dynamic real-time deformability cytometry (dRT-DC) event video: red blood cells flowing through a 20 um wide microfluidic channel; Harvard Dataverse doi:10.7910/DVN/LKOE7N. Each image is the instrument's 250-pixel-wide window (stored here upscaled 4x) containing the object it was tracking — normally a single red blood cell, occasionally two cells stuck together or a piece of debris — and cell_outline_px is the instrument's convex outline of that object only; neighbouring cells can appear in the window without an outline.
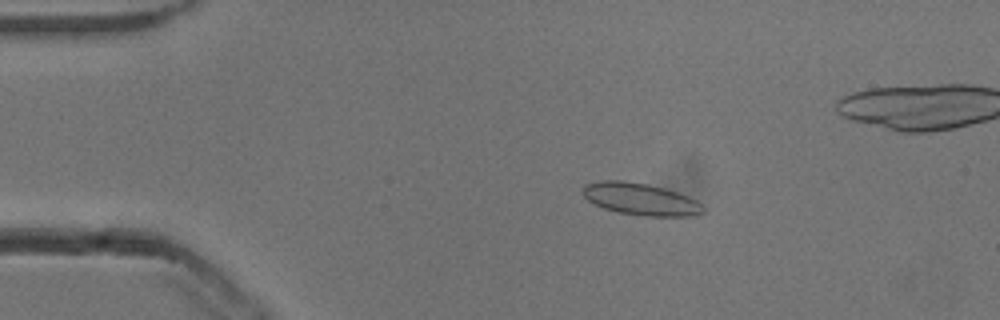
{"species": "common noctule bat (a hibernating species)", "species_latin": "Nyctalus noctula", "temperature_condition": "cold", "stored_images_in_passage": 54, "camera_frame_rate_fps": 3000, "um_per_image_px": 0.085, "animal": {"sex": "male", "body_mass_g": 13.3}, "frame": {"image": 1, "passage_image": 10, "time_ms": 3.0, "image_size_px": [1000, 320], "cell_outline_px": [[704, 212], [692, 216], [648, 216], [620, 212], [604, 208], [588, 200], [584, 196], [584, 184], [600, 180], [624, 180], [648, 184], [664, 188], [688, 196], [696, 200], [704, 208]], "centroid_in_image_um": [54.45, 16.91], "position_along_channel_um": 30.5, "area_um2": 22.25}}
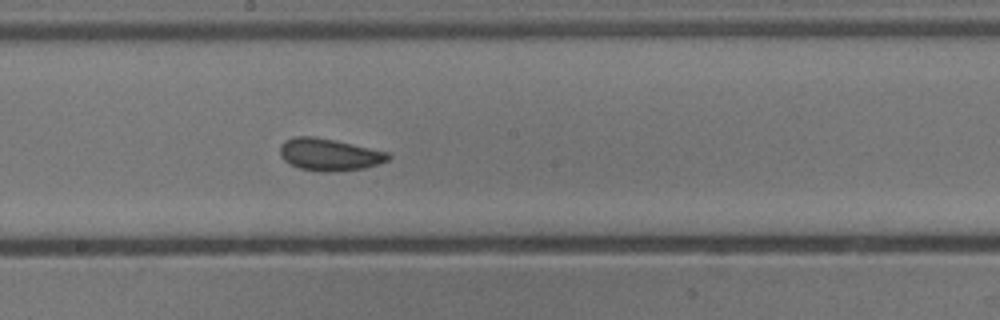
{"frame": {"image": 2, "passage_image": 29, "time_ms": 9.333, "image_size_px": [1000, 320], "cell_outline_px": [[392, 156], [388, 160], [364, 168], [332, 172], [320, 172], [300, 168], [284, 160], [280, 156], [280, 148], [284, 140], [296, 136], [312, 136], [336, 140], [388, 152]], "centroid_in_image_um": [27.98, 13.13], "position_along_channel_um": 220.2, "area_um2": 20.23}}
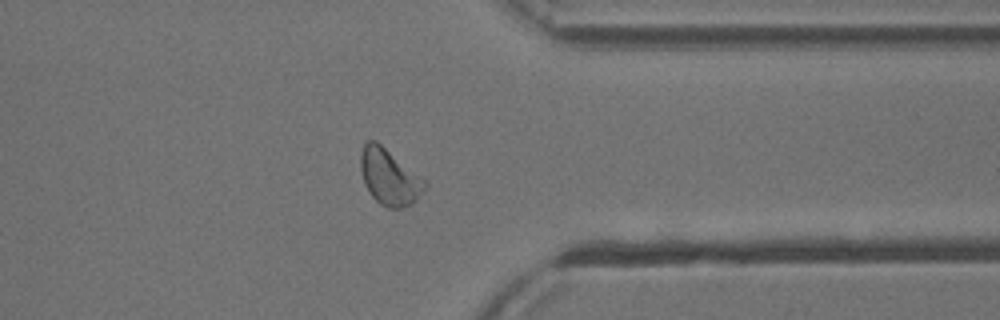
{"frame": {"image": 3, "passage_image": 42, "time_ms": 13.667, "image_size_px": [1000, 320], "cell_outline_px": [[428, 184], [416, 200], [412, 204], [400, 208], [388, 208], [380, 204], [372, 196], [364, 184], [360, 168], [360, 152], [364, 144], [368, 140], [376, 140], [424, 180]], "centroid_in_image_um": [33.06, 15.05], "position_along_channel_um": 378.3, "area_um2": 20.69}, "authors_computed_cell_mechanics": {"area_um2": 20.6346, "velocity_mm_per_s": 3.8133, "shape_relaxation_time_tau1_ms": 3.0305, "shape_relaxation_time_tau2_ms": 1.9273, "deformation_change_tau1": 0.0689, "deformation_change_tau2": 0.0536}}